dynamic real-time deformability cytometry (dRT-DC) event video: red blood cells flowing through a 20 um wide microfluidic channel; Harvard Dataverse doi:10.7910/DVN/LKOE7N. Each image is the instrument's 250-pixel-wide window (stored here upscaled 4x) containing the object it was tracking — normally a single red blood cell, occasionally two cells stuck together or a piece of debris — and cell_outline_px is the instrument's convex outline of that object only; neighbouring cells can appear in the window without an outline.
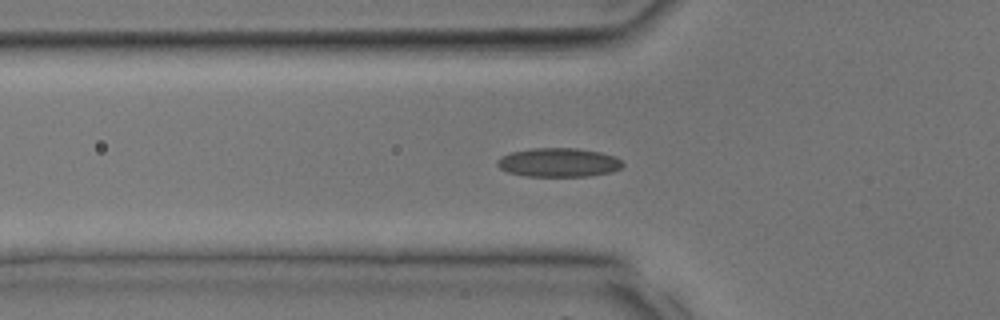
{"species": "common noctule bat (a hibernating species)", "species_latin": "Nyctalus noctula", "temperature_condition": "room temperature", "stored_images_in_passage": 35, "segment_of_instrument_passage": [1, 2], "camera_frame_rate_fps": 3000, "um_per_image_px": 0.085, "animal": {"sex": "male", "body_mass_g": 17.9, "forearm_length_mm": 54.2}, "frame": {"image": 1, "passage_image": 12, "time_ms": 3.667, "image_size_px": [1000, 320], "cell_outline_px": [[624, 164], [620, 168], [612, 172], [588, 176], [524, 176], [508, 172], [500, 168], [496, 164], [496, 160], [500, 156], [512, 152], [532, 148], [576, 148], [600, 152], [616, 156]], "centroid_in_image_um": [47.47, 13.81], "position_along_channel_um": 78.3, "area_um2": 21.21}}
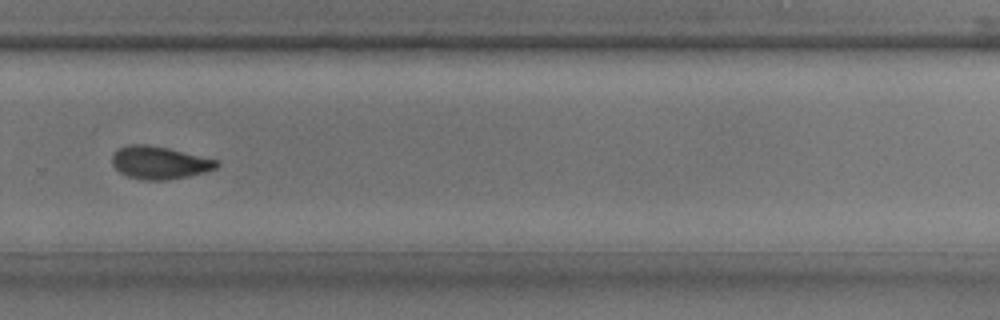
{"frame": {"image": 2, "passage_image": 24, "time_ms": 7.667, "image_size_px": [1000, 320], "cell_outline_px": [[220, 164], [216, 168], [204, 172], [188, 176], [168, 180], [140, 180], [128, 176], [120, 172], [112, 164], [112, 156], [120, 148], [128, 144], [148, 144], [168, 148], [220, 160]], "centroid_in_image_um": [13.58, 13.82], "position_along_channel_um": 316.2, "area_um2": 20.0}}
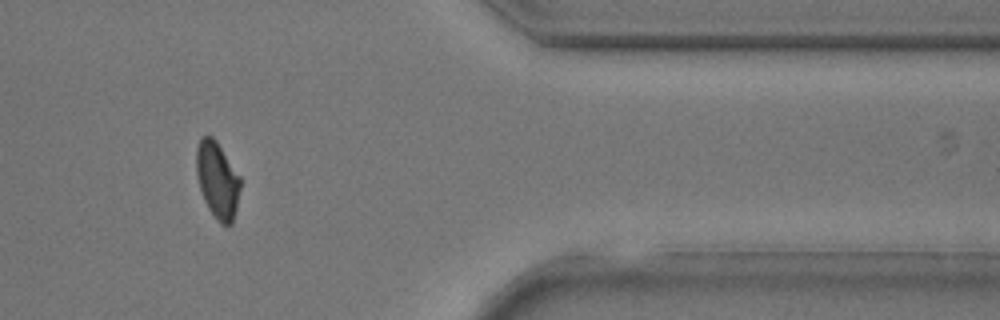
{"frame": {"image": 3, "passage_image": 29, "time_ms": 9.333, "image_size_px": [1000, 320], "cell_outline_px": [[240, 188], [236, 208], [232, 224], [220, 224], [216, 220], [208, 208], [204, 200], [200, 188], [196, 172], [196, 148], [200, 136], [212, 136], [216, 140], [240, 176]], "centroid_in_image_um": [18.46, 15.29], "position_along_channel_um": 392.9, "area_um2": 19.59}}